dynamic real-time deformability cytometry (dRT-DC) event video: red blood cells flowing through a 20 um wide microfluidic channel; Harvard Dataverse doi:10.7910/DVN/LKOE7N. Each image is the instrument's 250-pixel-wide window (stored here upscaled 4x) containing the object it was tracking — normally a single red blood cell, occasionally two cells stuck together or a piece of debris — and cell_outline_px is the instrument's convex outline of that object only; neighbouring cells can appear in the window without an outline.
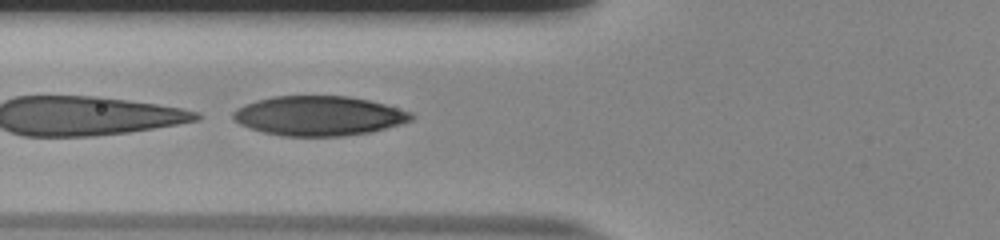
{"species": "human", "species_latin": "Homo sapiens", "temperature_condition": "room temperature", "stored_images_in_passage": 15, "camera_frame_rate_fps": 3000, "um_per_image_px": 0.085, "donor": {"sex": "male"}, "frame": {"image": 1, "passage_image": 9, "time_ms": 2.667, "image_size_px": [1000, 240], "cell_outline_px": [[416, 116], [412, 120], [400, 124], [368, 132], [344, 136], [284, 136], [264, 132], [240, 124], [232, 116], [232, 112], [236, 108], [244, 104], [256, 100], [272, 96], [348, 96], [368, 100], [384, 104], [412, 112]], "centroid_in_image_um": [27.09, 9.84], "position_along_channel_um": 98.7, "area_um2": 40.98}}
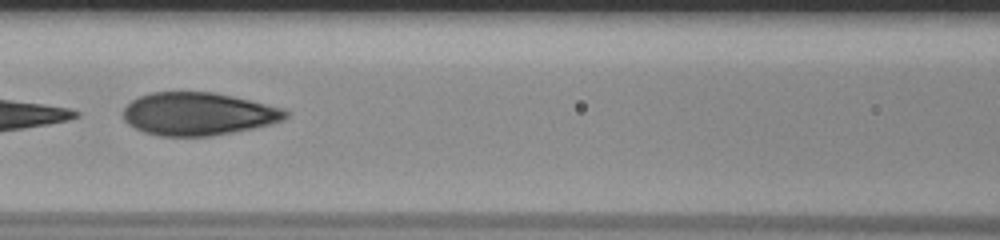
{"frame": {"image": 2, "passage_image": 13, "time_ms": 4.0, "image_size_px": [1000, 240], "cell_outline_px": [[288, 116], [284, 120], [252, 128], [232, 132], [208, 136], [160, 136], [144, 132], [128, 124], [124, 120], [124, 108], [132, 100], [140, 96], [152, 92], [212, 92], [232, 96], [284, 108], [288, 112]], "centroid_in_image_um": [16.84, 9.68], "position_along_channel_um": 149.8, "area_um2": 40.29}}